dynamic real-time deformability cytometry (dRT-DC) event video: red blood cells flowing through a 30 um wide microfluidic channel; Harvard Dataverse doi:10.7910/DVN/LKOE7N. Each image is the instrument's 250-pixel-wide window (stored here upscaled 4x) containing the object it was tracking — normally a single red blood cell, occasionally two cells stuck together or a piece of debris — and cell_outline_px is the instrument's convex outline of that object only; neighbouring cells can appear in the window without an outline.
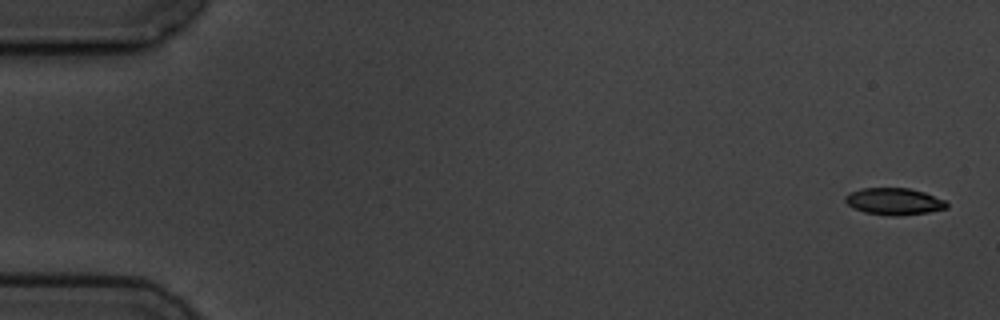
{"species": "common noctule bat (a hibernating species)", "species_latin": "Nyctalus noctula", "temperature_condition": "cold", "stored_images_in_passage": 4, "camera_frame_rate_fps": 3000, "um_per_image_px": 0.085, "animal": {"sex": "male", "body_mass_g": 19.5, "forearm_length_mm": 54.6}, "frame": {"image": 1, "passage_image": 1, "time_ms": 0.0, "image_size_px": [1000, 320], "cell_outline_px": [[948, 208], [928, 212], [896, 216], [892, 216], [864, 212], [852, 208], [844, 200], [844, 196], [848, 192], [860, 188], [908, 188], [924, 192], [944, 200], [948, 204]], "centroid_in_image_um": [75.95, 17.11], "position_along_channel_um": 9.0, "area_um2": 15.95}}
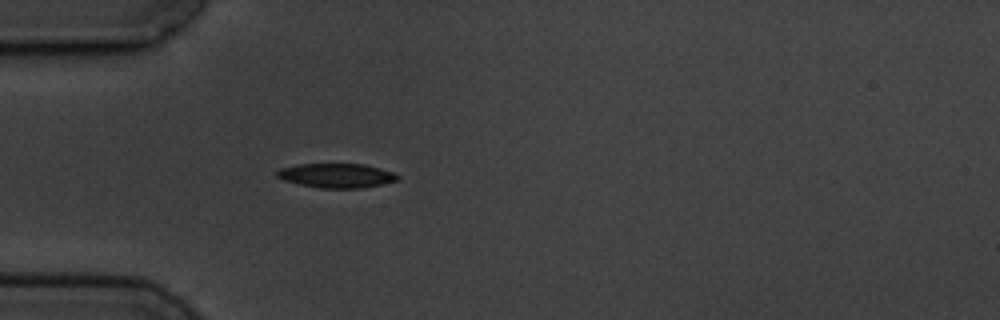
{"frame": {"image": 2, "passage_image": 4, "time_ms": 5.0, "image_size_px": [1000, 320], "cell_outline_px": [[400, 180], [360, 188], [320, 188], [300, 184], [284, 180], [276, 176], [276, 172], [280, 168], [296, 164], [364, 164], [380, 168], [392, 172], [400, 176]], "centroid_in_image_um": [28.6, 14.92], "position_along_channel_um": 56.4, "area_um2": 17.05}}